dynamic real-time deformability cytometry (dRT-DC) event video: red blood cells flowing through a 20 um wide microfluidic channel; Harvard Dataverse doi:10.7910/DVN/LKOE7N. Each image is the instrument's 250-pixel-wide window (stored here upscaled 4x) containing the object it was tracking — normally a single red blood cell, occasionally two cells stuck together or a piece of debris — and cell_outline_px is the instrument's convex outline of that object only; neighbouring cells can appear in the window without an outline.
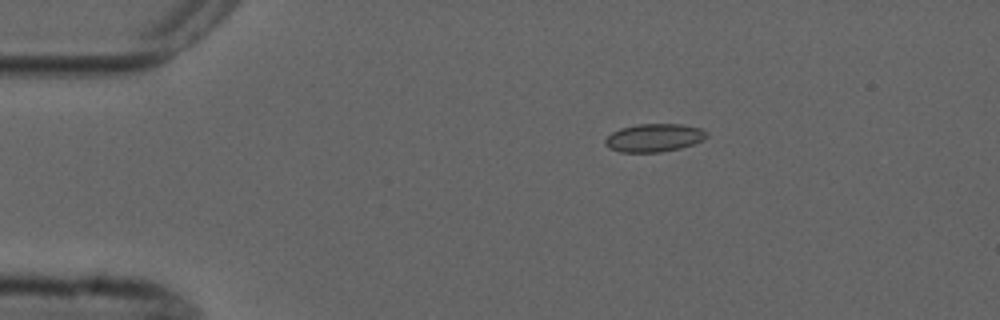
{"species": "common noctule bat (a hibernating species)", "species_latin": "Nyctalus noctula", "temperature_condition": "cold", "stored_images_in_passage": 7, "camera_frame_rate_fps": 3000, "um_per_image_px": 0.085, "animal": {"sex": "male", "forearm_length_mm": 52.5}, "frame": {"image": 1, "passage_image": 2, "time_ms": 1.667, "image_size_px": [1000, 320], "cell_outline_px": [[708, 136], [704, 140], [680, 148], [660, 152], [620, 152], [608, 148], [604, 144], [604, 140], [612, 132], [620, 128], [636, 124], [680, 124], [700, 128], [708, 132]], "centroid_in_image_um": [55.58, 11.71], "position_along_channel_um": 29.4, "area_um2": 16.7}}
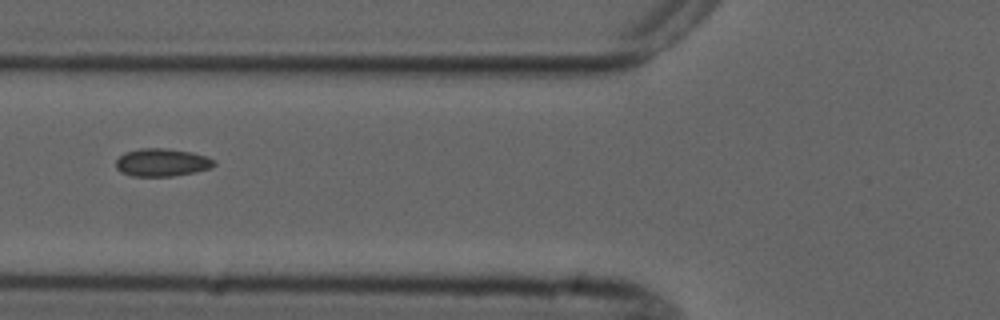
{"frame": {"image": 2, "passage_image": 5, "time_ms": 5.333, "image_size_px": [1000, 320], "cell_outline_px": [[216, 164], [212, 168], [196, 172], [172, 176], [132, 176], [120, 172], [116, 168], [116, 160], [124, 152], [140, 148], [168, 148], [192, 152], [208, 156], [216, 160]], "centroid_in_image_um": [13.8, 13.8], "position_along_channel_um": 112.0, "area_um2": 16.24}}
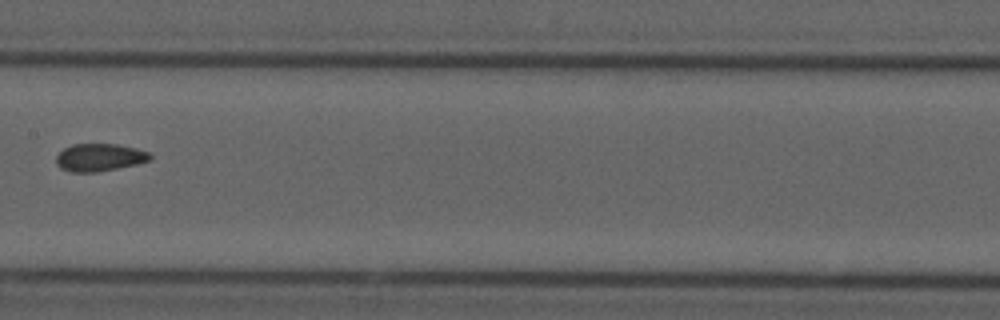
{"frame": {"image": 3, "passage_image": 7, "time_ms": 7.667, "image_size_px": [1000, 320], "cell_outline_px": [[152, 160], [136, 164], [96, 172], [68, 172], [60, 168], [56, 164], [56, 156], [64, 148], [72, 144], [116, 144], [136, 148], [148, 152], [152, 156]], "centroid_in_image_um": [8.44, 13.38], "position_along_channel_um": 199.0, "area_um2": 15.14}}